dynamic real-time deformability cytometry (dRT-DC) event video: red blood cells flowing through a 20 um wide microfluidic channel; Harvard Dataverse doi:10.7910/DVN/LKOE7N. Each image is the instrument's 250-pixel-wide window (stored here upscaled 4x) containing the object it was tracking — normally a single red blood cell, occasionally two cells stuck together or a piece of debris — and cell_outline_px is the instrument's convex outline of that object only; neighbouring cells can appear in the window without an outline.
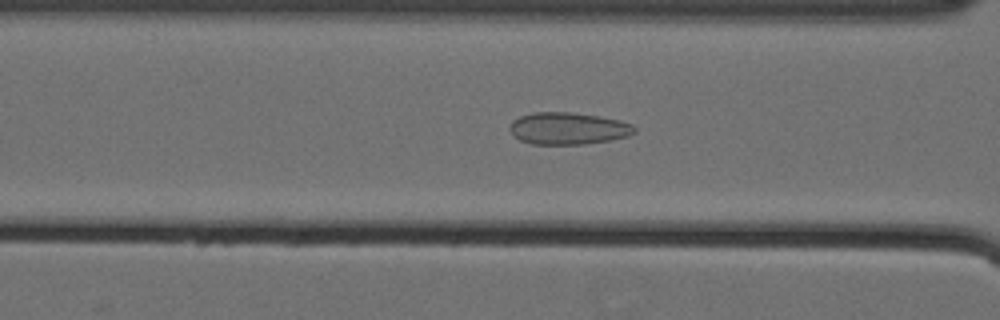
{"species": "Egyptian fruit bat (a non-hibernating species)", "species_latin": "Rousettus aegyptiacus", "temperature_condition": "cold", "stored_images_in_passage": 60, "camera_frame_rate_fps": 3000, "um_per_image_px": 0.085, "animal": {"sex": "female"}, "frame": {"image": 1, "passage_image": 27, "time_ms": 8.667, "image_size_px": [1000, 320], "cell_outline_px": [[636, 132], [628, 136], [608, 140], [584, 144], [532, 144], [520, 140], [508, 128], [512, 120], [520, 116], [536, 112], [568, 112], [600, 116], [620, 120], [632, 124], [636, 128]], "centroid_in_image_um": [48.3, 10.91], "position_along_channel_um": 118.3, "area_um2": 23.24}}
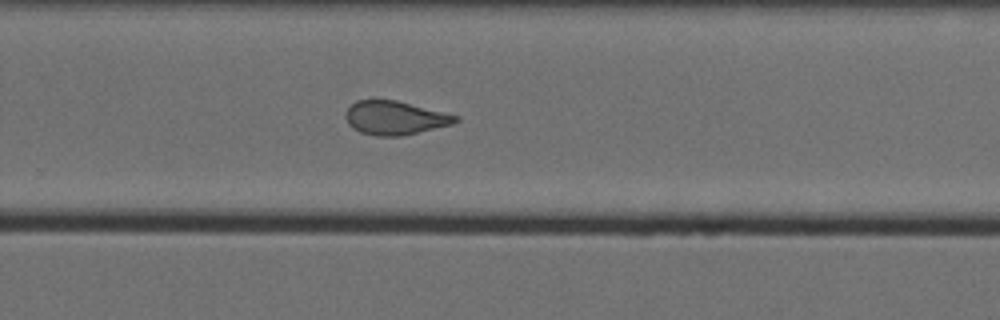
{"frame": {"image": 2, "passage_image": 42, "time_ms": 13.667, "image_size_px": [1000, 320], "cell_outline_px": [[460, 120], [452, 124], [400, 136], [376, 136], [360, 132], [352, 128], [348, 124], [344, 116], [344, 112], [356, 100], [396, 100], [460, 116]], "centroid_in_image_um": [33.54, 10.02], "position_along_channel_um": 296.3, "area_um2": 21.56}}
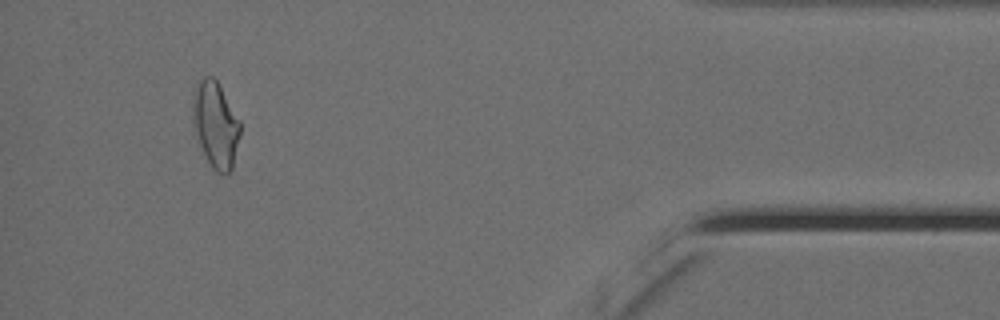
{"frame": {"image": 3, "passage_image": 56, "time_ms": 18.333, "image_size_px": [1000, 320], "cell_outline_px": [[240, 136], [232, 168], [224, 176], [216, 172], [212, 168], [200, 144], [196, 132], [192, 104], [192, 92], [200, 80], [204, 76], [212, 76], [216, 80], [240, 120]], "centroid_in_image_um": [18.34, 10.59], "position_along_channel_um": 416.9, "area_um2": 23.41}}